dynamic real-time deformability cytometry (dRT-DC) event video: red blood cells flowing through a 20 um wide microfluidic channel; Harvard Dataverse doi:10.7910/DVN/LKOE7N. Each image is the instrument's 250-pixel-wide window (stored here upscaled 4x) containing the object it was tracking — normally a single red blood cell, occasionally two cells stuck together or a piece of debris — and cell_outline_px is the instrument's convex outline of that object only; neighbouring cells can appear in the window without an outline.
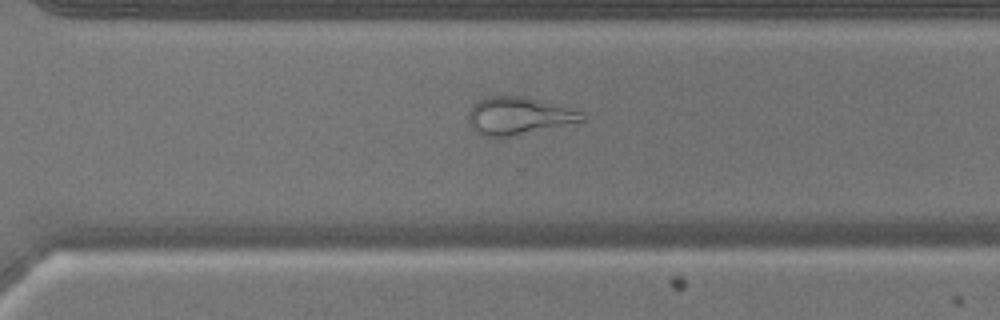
{"species": "common noctule bat (a hibernating species)", "species_latin": "Nyctalus noctula", "temperature_condition": "warm", "stored_images_in_passage": 40, "camera_frame_rate_fps": 3000, "um_per_image_px": 0.085, "animal": {"sex": "male", "body_mass_g": 17.9}, "frame": {"image": 1, "passage_image": 26, "time_ms": 8.333, "image_size_px": [1000, 320], "cell_outline_px": [[584, 120], [512, 136], [484, 136], [476, 132], [468, 120], [468, 112], [472, 104], [484, 96], [524, 96], [580, 112], [584, 116]], "centroid_in_image_um": [43.97, 9.83], "position_along_channel_um": 326.6, "area_um2": 24.22}}
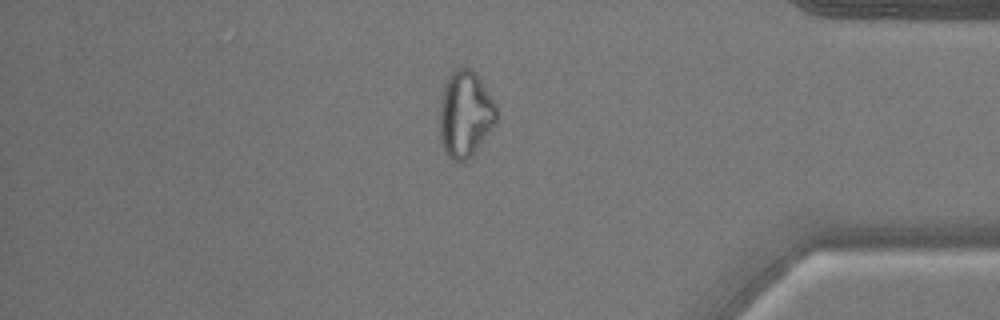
{"frame": {"image": 2, "passage_image": 33, "time_ms": 10.667, "image_size_px": [1000, 320], "cell_outline_px": [[496, 124], [472, 156], [460, 164], [452, 160], [448, 156], [440, 144], [440, 96], [444, 84], [448, 76], [456, 68], [472, 68], [496, 104]], "centroid_in_image_um": [39.52, 9.73], "position_along_channel_um": 395.7, "area_um2": 28.9}}
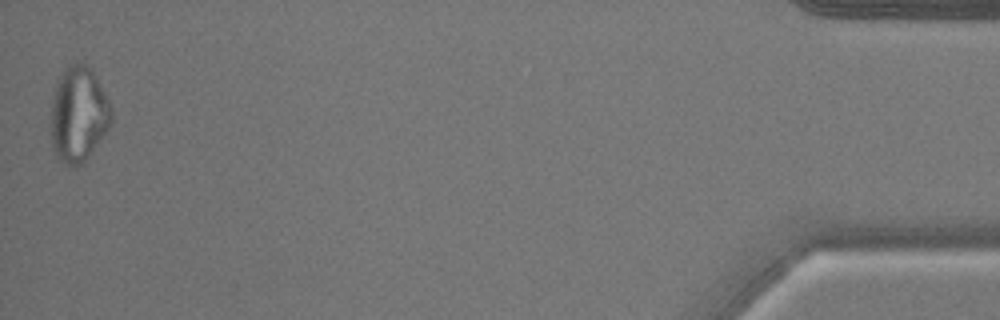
{"frame": {"image": 3, "passage_image": 40, "time_ms": 13.0, "image_size_px": [1000, 320], "cell_outline_px": [[112, 120], [108, 128], [84, 160], [80, 164], [68, 164], [60, 160], [56, 156], [52, 148], [48, 124], [52, 100], [56, 84], [64, 72], [72, 64], [88, 64], [92, 68], [112, 108]], "centroid_in_image_um": [6.63, 9.71], "position_along_channel_um": 428.6, "area_um2": 33.35}}